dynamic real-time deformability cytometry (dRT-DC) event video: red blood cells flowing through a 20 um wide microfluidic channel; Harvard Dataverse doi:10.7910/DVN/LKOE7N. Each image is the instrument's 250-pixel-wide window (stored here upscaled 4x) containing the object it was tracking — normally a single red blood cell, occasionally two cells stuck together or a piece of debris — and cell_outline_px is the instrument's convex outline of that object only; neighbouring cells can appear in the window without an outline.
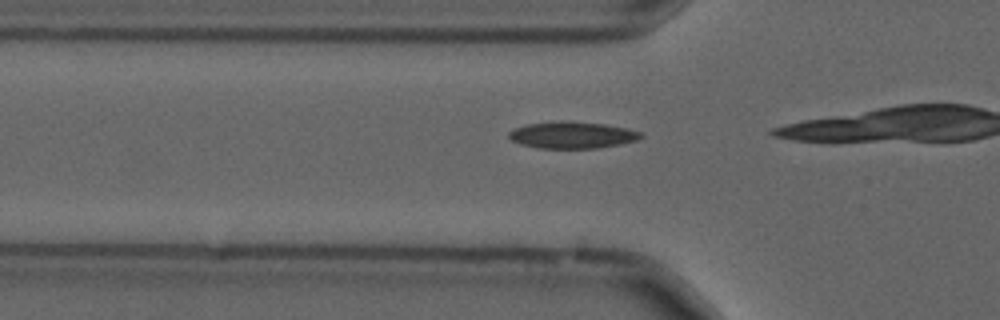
{"species": "common noctule bat (a hibernating species)", "species_latin": "Nyctalus noctula", "temperature_condition": "cold", "stored_images_in_passage": 11, "camera_frame_rate_fps": 3000, "um_per_image_px": 0.085, "animal": {"sex": "male", "forearm_length_mm": 52.5}, "frame": {"image": 1, "passage_image": 7, "time_ms": 2.0, "image_size_px": [1000, 320], "cell_outline_px": [[644, 136], [636, 140], [620, 144], [596, 148], [540, 148], [520, 144], [512, 140], [508, 136], [508, 132], [516, 128], [528, 124], [552, 120], [568, 120], [604, 124], [628, 128], [640, 132]], "centroid_in_image_um": [48.63, 11.46], "position_along_channel_um": 77.2, "area_um2": 20.69}}
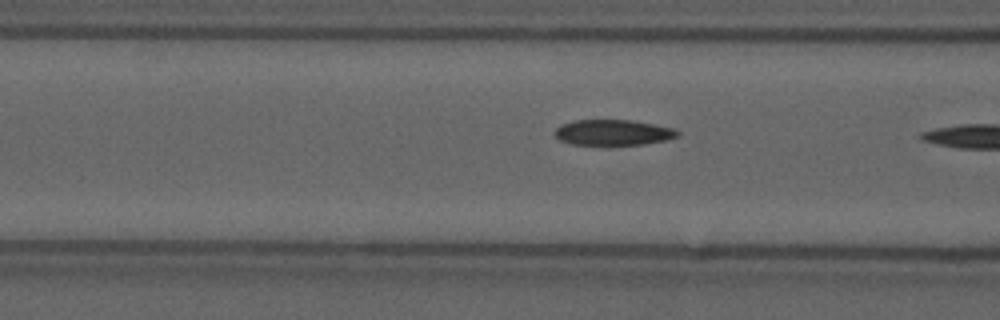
{"frame": {"image": 2, "passage_image": 10, "time_ms": 3.0, "image_size_px": [1000, 320], "cell_outline_px": [[680, 136], [668, 140], [644, 144], [572, 144], [560, 140], [552, 132], [560, 124], [576, 120], [632, 120], [676, 128], [680, 132]], "centroid_in_image_um": [52.15, 11.25], "position_along_channel_um": 114.4, "area_um2": 18.44}}